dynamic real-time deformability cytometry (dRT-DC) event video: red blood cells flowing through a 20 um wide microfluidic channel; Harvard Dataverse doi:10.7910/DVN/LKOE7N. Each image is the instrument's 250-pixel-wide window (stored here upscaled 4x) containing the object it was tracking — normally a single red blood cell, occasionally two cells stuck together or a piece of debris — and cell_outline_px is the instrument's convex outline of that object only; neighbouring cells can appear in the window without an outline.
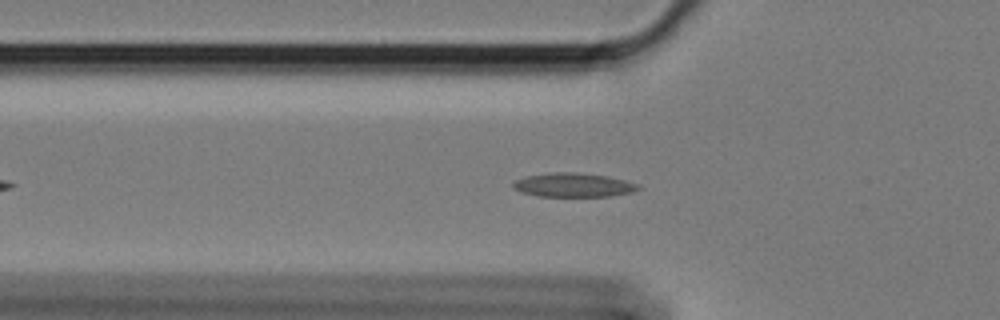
{"species": "Egyptian fruit bat (a non-hibernating species)", "species_latin": "Rousettus aegyptiacus", "temperature_condition": "cold", "stored_images_in_passage": 43, "camera_frame_rate_fps": 3000, "um_per_image_px": 0.085, "animal": {"sex": "female"}, "frame": {"image": 1, "passage_image": 12, "time_ms": 3.667, "image_size_px": [1000, 320], "cell_outline_px": [[640, 188], [632, 192], [612, 196], [536, 196], [520, 192], [512, 188], [512, 184], [516, 180], [524, 176], [548, 172], [576, 172], [608, 176], [624, 180], [636, 184]], "centroid_in_image_um": [48.67, 15.72], "position_along_channel_um": 77.1, "area_um2": 17.57}}
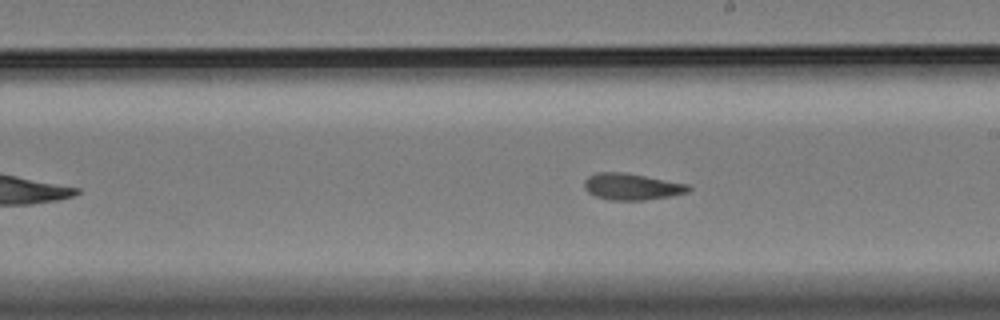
{"frame": {"image": 2, "passage_image": 26, "time_ms": 8.333, "image_size_px": [1000, 320], "cell_outline_px": [[692, 188], [688, 192], [672, 196], [644, 200], [608, 200], [596, 196], [588, 192], [584, 188], [584, 180], [588, 176], [596, 172], [624, 172], [688, 184]], "centroid_in_image_um": [53.69, 15.86], "position_along_channel_um": 235.3, "area_um2": 16.18}}
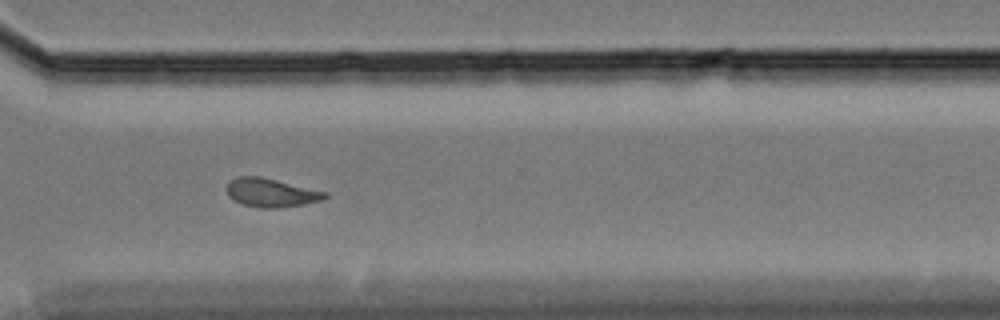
{"frame": {"image": 3, "passage_image": 36, "time_ms": 11.667, "image_size_px": [1000, 320], "cell_outline_px": [[328, 196], [324, 200], [304, 204], [280, 208], [260, 208], [244, 204], [232, 200], [228, 196], [228, 180], [236, 176], [260, 176], [328, 192]], "centroid_in_image_um": [23.05, 16.38], "position_along_channel_um": 347.5, "area_um2": 16.53}, "authors_computed_cell_mechanics": {"area_um2": 16.2996, "velocity_mm_per_s": 3.3718, "shape_relaxation_time_tau1_ms": null, "shape_relaxation_time_tau2_ms": 5.1427, "deformation_change_tau1": null, "deformation_change_tau2": 0.0878}}